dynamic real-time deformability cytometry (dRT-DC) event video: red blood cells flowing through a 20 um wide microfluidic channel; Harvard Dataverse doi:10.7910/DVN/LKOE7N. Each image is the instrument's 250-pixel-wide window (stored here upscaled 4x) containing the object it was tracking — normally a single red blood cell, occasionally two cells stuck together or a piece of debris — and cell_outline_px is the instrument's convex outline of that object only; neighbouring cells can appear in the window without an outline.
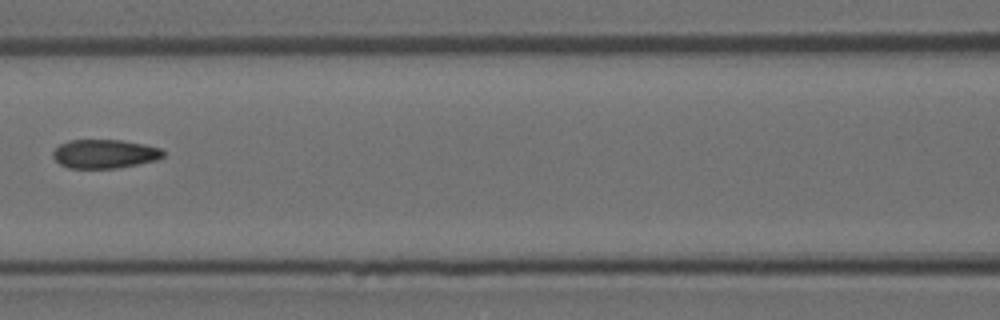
{"species": "Egyptian fruit bat (a non-hibernating species)", "species_latin": "Rousettus aegyptiacus", "temperature_condition": "room temperature", "stored_images_in_passage": 5, "camera_frame_rate_fps": 3000, "um_per_image_px": 0.085, "animal": {"sex": "female"}, "frame": {"image": 1, "passage_image": 5, "time_ms": 1.333, "image_size_px": [1000, 320], "cell_outline_px": [[164, 156], [156, 160], [116, 168], [68, 168], [60, 164], [52, 156], [52, 152], [60, 144], [68, 140], [120, 140], [144, 144], [160, 148], [164, 152]], "centroid_in_image_um": [8.87, 13.07], "position_along_channel_um": 157.7, "area_um2": 18.44}}